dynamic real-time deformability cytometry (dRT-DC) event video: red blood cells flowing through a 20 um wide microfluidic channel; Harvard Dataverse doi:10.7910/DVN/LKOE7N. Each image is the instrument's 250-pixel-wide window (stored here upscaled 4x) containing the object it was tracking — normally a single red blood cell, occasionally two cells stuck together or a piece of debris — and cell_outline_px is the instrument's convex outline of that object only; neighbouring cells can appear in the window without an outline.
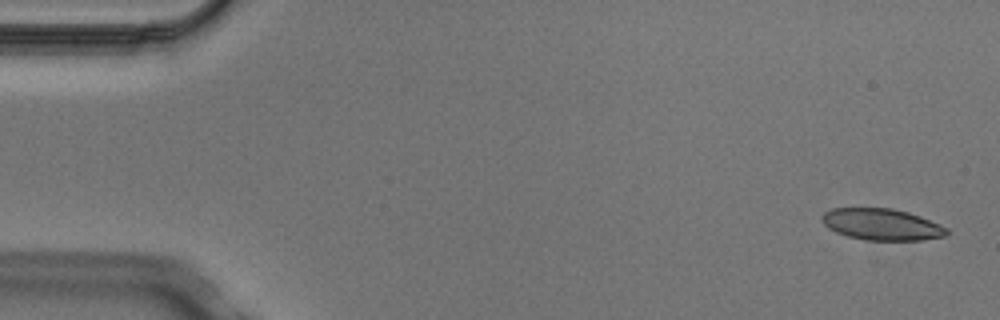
{"species": "Egyptian fruit bat (a non-hibernating species)", "species_latin": "Rousettus aegyptiacus", "temperature_condition": "cold", "stored_images_in_passage": 5, "camera_frame_rate_fps": 3000, "um_per_image_px": 0.085, "animal": {"sex": "male"}, "frame": {"image": 1, "passage_image": 1, "time_ms": 0.0, "image_size_px": [1000, 320], "cell_outline_px": [[948, 232], [944, 236], [920, 240], [864, 240], [848, 236], [836, 232], [828, 228], [820, 220], [820, 216], [824, 212], [832, 208], [892, 208], [908, 212], [920, 216], [940, 224], [948, 228]], "centroid_in_image_um": [74.92, 19.07], "position_along_channel_um": 10.1, "area_um2": 23.0}}
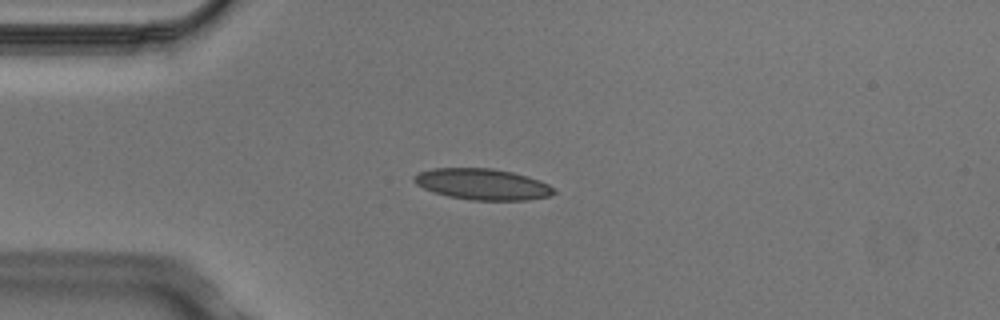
{"frame": {"image": 2, "passage_image": 4, "time_ms": 1.0, "image_size_px": [1000, 320], "cell_outline_px": [[556, 192], [548, 196], [528, 200], [472, 200], [448, 196], [424, 188], [416, 184], [412, 180], [412, 176], [420, 172], [432, 168], [492, 168], [512, 172], [528, 176], [540, 180], [548, 184]], "centroid_in_image_um": [41.0, 15.65], "position_along_channel_um": 44.0, "area_um2": 25.26}}